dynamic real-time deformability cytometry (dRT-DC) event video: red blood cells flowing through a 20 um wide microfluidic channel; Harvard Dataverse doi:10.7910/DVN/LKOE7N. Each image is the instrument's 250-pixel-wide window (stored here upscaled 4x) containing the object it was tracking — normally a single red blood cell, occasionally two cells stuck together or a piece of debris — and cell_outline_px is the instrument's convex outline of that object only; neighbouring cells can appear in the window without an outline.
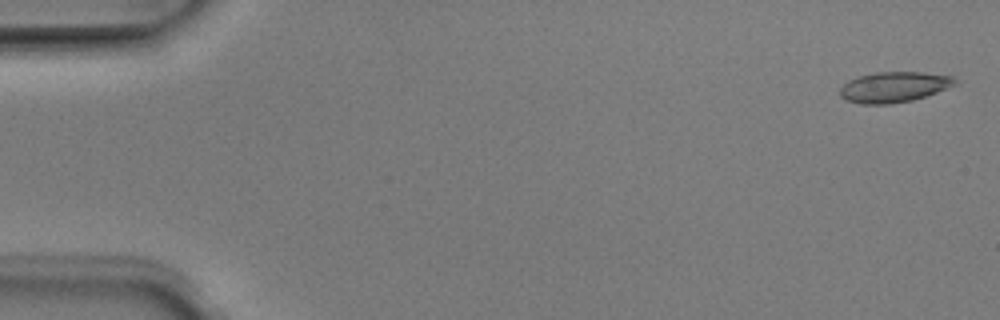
{"species": "Egyptian fruit bat (a non-hibernating species)", "species_latin": "Rousettus aegyptiacus", "temperature_condition": "room temperature", "stored_images_in_passage": 5, "camera_frame_rate_fps": 3000, "um_per_image_px": 0.085, "animal": {"sex": "male"}, "frame": {"image": 1, "passage_image": 1, "time_ms": 0.0, "image_size_px": [1000, 320], "cell_outline_px": [[956, 84], [936, 92], [912, 100], [892, 104], [860, 104], [844, 100], [840, 96], [840, 88], [848, 80], [856, 76], [876, 72], [924, 72], [952, 76], [956, 80]], "centroid_in_image_um": [75.93, 7.4], "position_along_channel_um": 9.1, "area_um2": 20.52}}
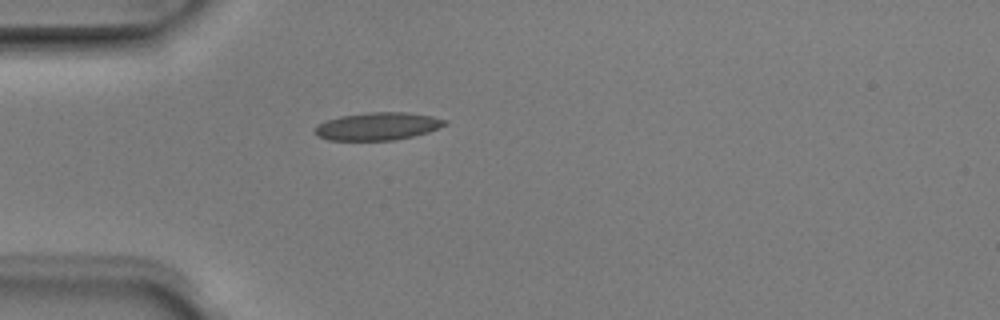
{"frame": {"image": 2, "passage_image": 5, "time_ms": 1.333, "image_size_px": [1000, 320], "cell_outline_px": [[448, 124], [428, 132], [412, 136], [392, 140], [328, 140], [316, 136], [312, 132], [320, 124], [328, 120], [340, 116], [368, 112], [408, 112], [432, 116], [448, 120]], "centroid_in_image_um": [32.12, 10.73], "position_along_channel_um": 52.9, "area_um2": 20.98}}